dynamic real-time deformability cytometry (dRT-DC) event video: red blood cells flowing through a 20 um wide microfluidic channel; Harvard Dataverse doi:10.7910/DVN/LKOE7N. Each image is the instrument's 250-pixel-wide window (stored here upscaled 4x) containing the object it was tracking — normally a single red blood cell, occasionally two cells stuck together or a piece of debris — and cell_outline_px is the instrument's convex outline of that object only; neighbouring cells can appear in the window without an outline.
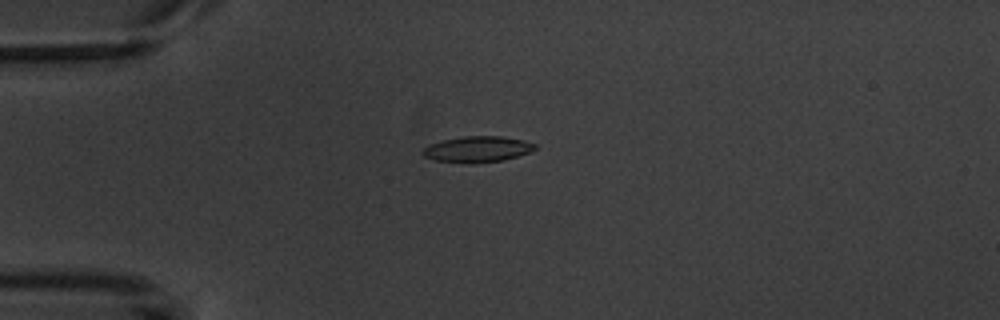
{"species": "common noctule bat (a hibernating species)", "species_latin": "Nyctalus noctula", "temperature_condition": "warm", "stored_images_in_passage": 5, "camera_frame_rate_fps": 3000, "um_per_image_px": 0.085, "animal": {"sex": "male", "body_mass_g": 20.1, "forearm_length_mm": 53.5}, "frame": {"image": 1, "passage_image": 1, "time_ms": 0.0, "image_size_px": [1000, 320], "cell_outline_px": [[536, 148], [528, 152], [504, 160], [472, 164], [436, 160], [424, 156], [420, 152], [428, 144], [444, 140], [464, 136], [500, 136], [524, 140], [536, 144]], "centroid_in_image_um": [40.56, 12.68], "position_along_channel_um": 44.4, "area_um2": 16.94}}
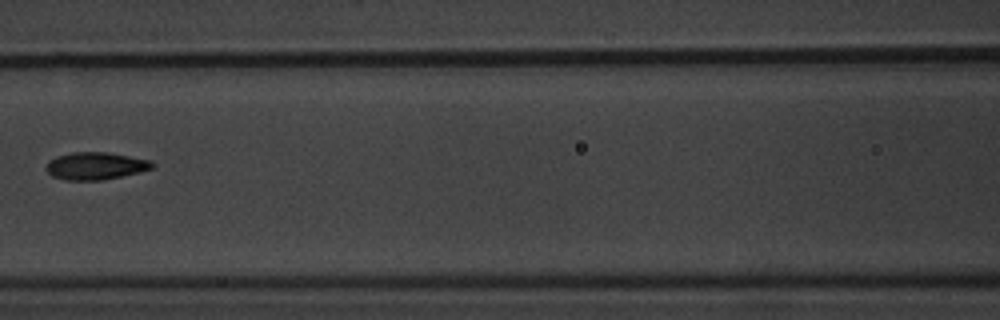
{"frame": {"image": 2, "passage_image": 4, "time_ms": 3.667, "image_size_px": [1000, 320], "cell_outline_px": [[156, 164], [152, 168], [140, 172], [100, 180], [64, 180], [52, 176], [44, 168], [48, 160], [56, 156], [72, 152], [108, 152], [152, 160]], "centroid_in_image_um": [8.1, 14.09], "position_along_channel_um": 158.5, "area_um2": 17.11}}
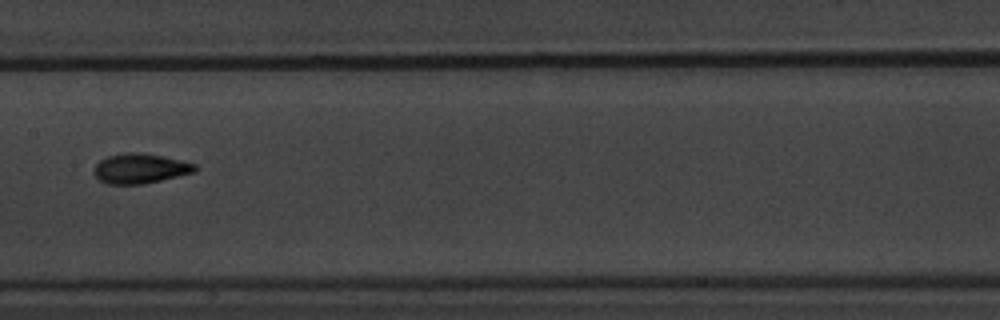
{"frame": {"image": 3, "passage_image": 5, "time_ms": 4.667, "image_size_px": [1000, 320], "cell_outline_px": [[196, 168], [192, 172], [144, 184], [108, 184], [100, 180], [92, 172], [96, 164], [100, 160], [108, 156], [124, 152], [140, 152], [164, 156], [196, 164]], "centroid_in_image_um": [11.86, 14.31], "position_along_channel_um": 195.5, "area_um2": 17.46}}